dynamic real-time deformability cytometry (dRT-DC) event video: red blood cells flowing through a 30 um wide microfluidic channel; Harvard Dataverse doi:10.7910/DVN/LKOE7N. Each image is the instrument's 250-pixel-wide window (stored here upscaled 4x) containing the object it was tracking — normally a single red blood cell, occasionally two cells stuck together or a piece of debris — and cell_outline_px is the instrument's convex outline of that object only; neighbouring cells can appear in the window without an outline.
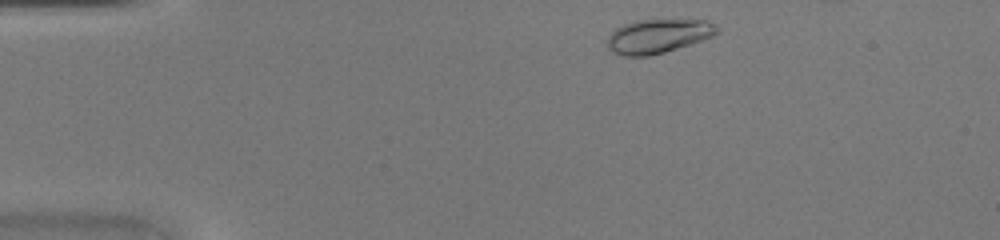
{"species": "common noctule bat (a hibernating species)", "species_latin": "Nyctalus noctula", "temperature_condition": "warm", "stored_images_in_passage": 35, "camera_frame_rate_fps": 3000, "um_per_image_px": 0.085, "animal": {"sex": "female", "body_mass_g": 20.0, "forearm_length_mm": 54.0}, "frame": {"image": 1, "passage_image": 2, "time_ms": 0.333, "image_size_px": [1000, 240], "cell_outline_px": [[720, 32], [712, 36], [664, 52], [648, 56], [624, 56], [612, 52], [608, 48], [608, 36], [616, 28], [624, 24], [636, 20], [704, 20], [716, 24], [720, 28]], "centroid_in_image_um": [55.93, 3.06], "position_along_channel_um": 29.1, "area_um2": 21.56}}
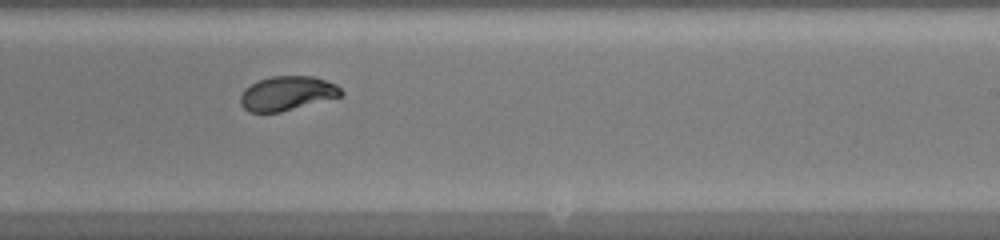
{"frame": {"image": 2, "passage_image": 22, "time_ms": 7.0, "image_size_px": [1000, 240], "cell_outline_px": [[344, 96], [280, 112], [248, 112], [240, 104], [240, 96], [244, 88], [260, 80], [272, 76], [312, 76], [336, 84], [344, 92]], "centroid_in_image_um": [24.42, 7.94], "position_along_channel_um": 264.6, "area_um2": 20.17}}
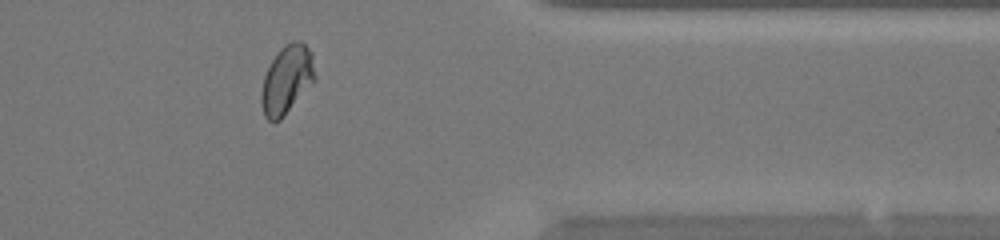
{"frame": {"image": 3, "passage_image": 31, "time_ms": 10.0, "image_size_px": [1000, 240], "cell_outline_px": [[316, 80], [284, 116], [280, 120], [268, 120], [264, 116], [260, 100], [260, 96], [264, 76], [272, 60], [280, 48], [292, 40], [300, 40], [312, 52], [316, 76]], "centroid_in_image_um": [24.39, 6.76], "position_along_channel_um": 387.0, "area_um2": 21.5}}